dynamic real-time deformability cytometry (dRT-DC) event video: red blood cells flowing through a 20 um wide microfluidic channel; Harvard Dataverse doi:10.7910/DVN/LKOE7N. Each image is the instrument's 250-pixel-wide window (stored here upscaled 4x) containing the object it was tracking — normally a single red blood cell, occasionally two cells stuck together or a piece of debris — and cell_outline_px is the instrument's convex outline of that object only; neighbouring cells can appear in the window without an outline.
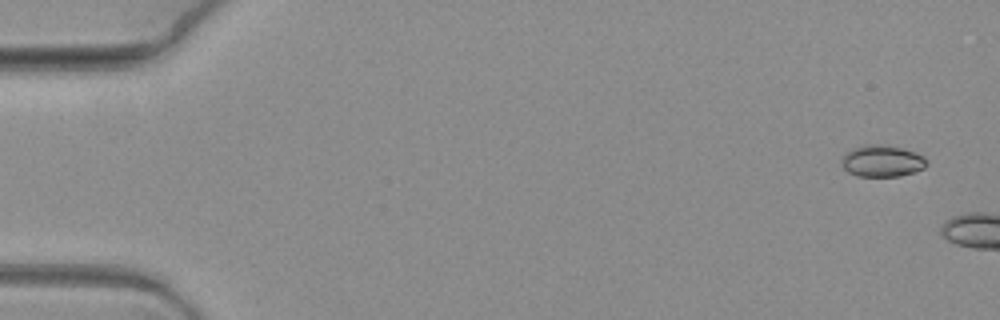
{"species": "common noctule bat (a hibernating species)", "species_latin": "Nyctalus noctula", "temperature_condition": "warm", "stored_images_in_passage": 4, "camera_frame_rate_fps": 3000, "um_per_image_px": 0.085, "animal": {"sex": "female", "body_mass_g": 19.3, "forearm_length_mm": 54.1}, "frame": {"image": 1, "passage_image": 1, "time_ms": 0.0, "image_size_px": [1000, 320], "cell_outline_px": [[928, 164], [924, 168], [900, 176], [856, 176], [848, 172], [840, 164], [840, 160], [848, 152], [856, 148], [868, 144], [880, 144], [900, 148], [924, 156], [928, 160]], "centroid_in_image_um": [74.98, 13.7], "position_along_channel_um": 10.0, "area_um2": 15.49}}